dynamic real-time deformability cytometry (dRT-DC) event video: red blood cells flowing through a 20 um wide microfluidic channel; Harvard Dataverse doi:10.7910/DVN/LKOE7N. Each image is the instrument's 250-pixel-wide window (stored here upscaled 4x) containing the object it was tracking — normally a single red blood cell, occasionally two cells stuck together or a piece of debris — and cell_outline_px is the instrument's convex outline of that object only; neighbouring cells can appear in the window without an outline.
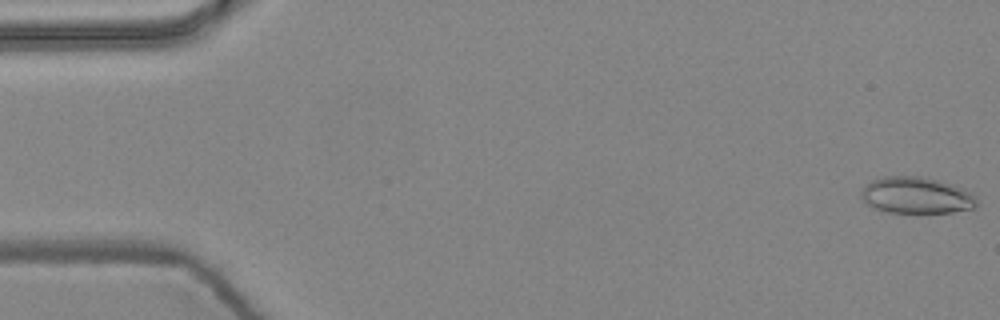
{"species": "common noctule bat (a hibernating species)", "species_latin": "Nyctalus noctula", "temperature_condition": "warm", "stored_images_in_passage": 5, "camera_frame_rate_fps": 3000, "um_per_image_px": 0.085, "animal": {"sex": "female", "body_mass_g": 24.6, "forearm_length_mm": 56.2}, "frame": {"image": 1, "passage_image": 1, "time_ms": 0.0, "image_size_px": [1000, 320], "cell_outline_px": [[976, 204], [972, 208], [952, 212], [920, 216], [880, 212], [872, 208], [860, 200], [860, 188], [864, 184], [880, 176], [920, 176], [940, 180], [964, 188], [972, 192], [976, 196]], "centroid_in_image_um": [77.81, 16.65], "position_along_channel_um": 7.2, "area_um2": 26.18}}